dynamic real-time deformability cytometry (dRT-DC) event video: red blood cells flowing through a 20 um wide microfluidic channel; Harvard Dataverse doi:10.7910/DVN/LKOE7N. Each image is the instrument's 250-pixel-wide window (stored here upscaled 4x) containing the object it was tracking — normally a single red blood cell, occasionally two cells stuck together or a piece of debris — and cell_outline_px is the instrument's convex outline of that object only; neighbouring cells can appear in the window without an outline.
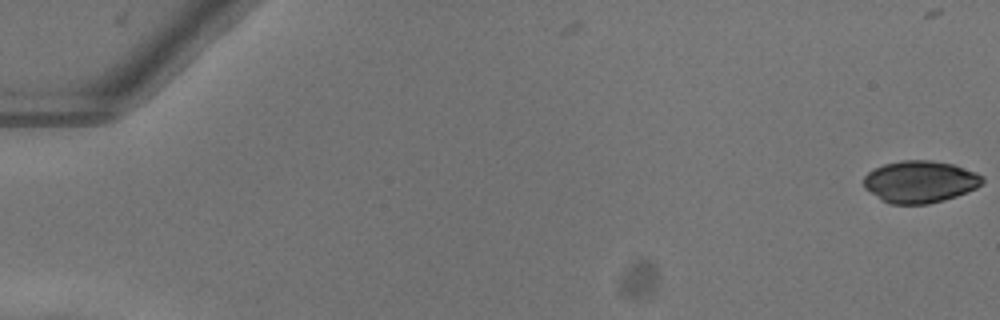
{"species": "common noctule bat (a hibernating species)", "species_latin": "Nyctalus noctula", "temperature_condition": "warm", "stored_images_in_passage": 42, "camera_frame_rate_fps": 3000, "um_per_image_px": 0.085, "animal": {"sex": "female"}, "frame": {"image": 1, "passage_image": 1, "time_ms": 0.0, "image_size_px": [1000, 320], "cell_outline_px": [[984, 180], [976, 188], [956, 196], [944, 200], [928, 204], [888, 204], [880, 200], [864, 188], [864, 176], [868, 172], [884, 164], [900, 160], [928, 160], [952, 164], [976, 172], [984, 176]], "centroid_in_image_um": [78.18, 15.45], "position_along_channel_um": 6.8, "area_um2": 29.13}}
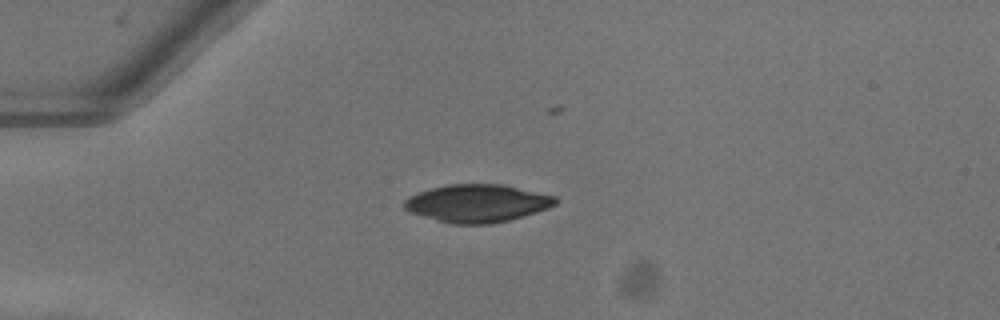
{"frame": {"image": 2, "passage_image": 15, "time_ms": 4.667, "image_size_px": [1000, 320], "cell_outline_px": [[556, 204], [548, 208], [536, 212], [508, 220], [488, 224], [452, 224], [436, 220], [412, 212], [404, 208], [404, 200], [408, 196], [432, 188], [448, 184], [504, 184], [556, 196]], "centroid_in_image_um": [40.58, 17.27], "position_along_channel_um": 44.4, "area_um2": 33.06}}
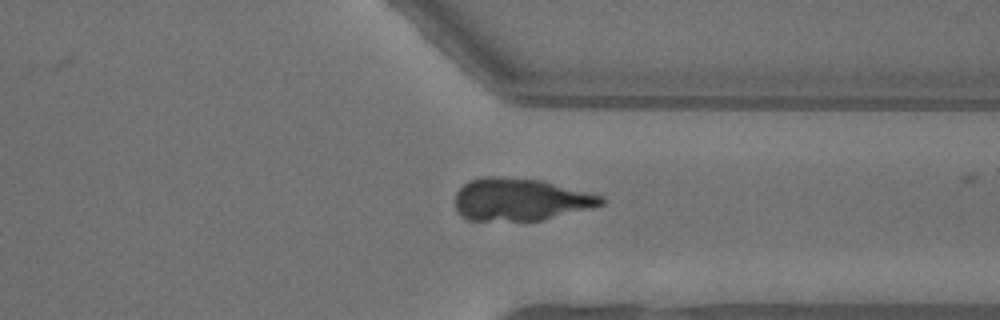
{"frame": {"image": 3, "passage_image": 41, "time_ms": 13.333, "image_size_px": [1000, 320], "cell_outline_px": [[604, 204], [540, 220], [468, 220], [460, 216], [456, 212], [456, 192], [468, 180], [484, 176], [504, 176], [544, 180], [604, 196]], "centroid_in_image_um": [44.19, 16.93], "position_along_channel_um": 367.2, "area_um2": 36.18}}